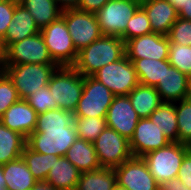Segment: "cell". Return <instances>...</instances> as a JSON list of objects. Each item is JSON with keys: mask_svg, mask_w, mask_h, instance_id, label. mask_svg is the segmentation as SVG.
<instances>
[{"mask_svg": "<svg viewBox=\"0 0 191 190\" xmlns=\"http://www.w3.org/2000/svg\"><path fill=\"white\" fill-rule=\"evenodd\" d=\"M117 185L113 168H104L80 174L75 190H113Z\"/></svg>", "mask_w": 191, "mask_h": 190, "instance_id": "cell-27", "label": "cell"}, {"mask_svg": "<svg viewBox=\"0 0 191 190\" xmlns=\"http://www.w3.org/2000/svg\"><path fill=\"white\" fill-rule=\"evenodd\" d=\"M39 32L40 29L29 11L17 3L5 37L0 41V51L2 52L11 43L23 40Z\"/></svg>", "mask_w": 191, "mask_h": 190, "instance_id": "cell-20", "label": "cell"}, {"mask_svg": "<svg viewBox=\"0 0 191 190\" xmlns=\"http://www.w3.org/2000/svg\"><path fill=\"white\" fill-rule=\"evenodd\" d=\"M189 77L171 66L165 60V73L155 87L162 102L175 103L186 99L188 95Z\"/></svg>", "mask_w": 191, "mask_h": 190, "instance_id": "cell-18", "label": "cell"}, {"mask_svg": "<svg viewBox=\"0 0 191 190\" xmlns=\"http://www.w3.org/2000/svg\"><path fill=\"white\" fill-rule=\"evenodd\" d=\"M128 97L140 118H148L162 104L155 87L140 83L128 94Z\"/></svg>", "mask_w": 191, "mask_h": 190, "instance_id": "cell-24", "label": "cell"}, {"mask_svg": "<svg viewBox=\"0 0 191 190\" xmlns=\"http://www.w3.org/2000/svg\"><path fill=\"white\" fill-rule=\"evenodd\" d=\"M114 94L93 76L83 77V92L74 117H106Z\"/></svg>", "mask_w": 191, "mask_h": 190, "instance_id": "cell-9", "label": "cell"}, {"mask_svg": "<svg viewBox=\"0 0 191 190\" xmlns=\"http://www.w3.org/2000/svg\"><path fill=\"white\" fill-rule=\"evenodd\" d=\"M58 7L62 10L78 9L81 0H56Z\"/></svg>", "mask_w": 191, "mask_h": 190, "instance_id": "cell-42", "label": "cell"}, {"mask_svg": "<svg viewBox=\"0 0 191 190\" xmlns=\"http://www.w3.org/2000/svg\"><path fill=\"white\" fill-rule=\"evenodd\" d=\"M6 180L4 178V172H3V168L0 165V189L1 188H6V184H5Z\"/></svg>", "mask_w": 191, "mask_h": 190, "instance_id": "cell-46", "label": "cell"}, {"mask_svg": "<svg viewBox=\"0 0 191 190\" xmlns=\"http://www.w3.org/2000/svg\"><path fill=\"white\" fill-rule=\"evenodd\" d=\"M48 87L58 107L74 113L83 92V76L72 66H59Z\"/></svg>", "mask_w": 191, "mask_h": 190, "instance_id": "cell-4", "label": "cell"}, {"mask_svg": "<svg viewBox=\"0 0 191 190\" xmlns=\"http://www.w3.org/2000/svg\"><path fill=\"white\" fill-rule=\"evenodd\" d=\"M187 99L191 101V77H189L188 95Z\"/></svg>", "mask_w": 191, "mask_h": 190, "instance_id": "cell-47", "label": "cell"}, {"mask_svg": "<svg viewBox=\"0 0 191 190\" xmlns=\"http://www.w3.org/2000/svg\"><path fill=\"white\" fill-rule=\"evenodd\" d=\"M61 16L65 20L77 52L103 35L95 13L70 9L62 11Z\"/></svg>", "mask_w": 191, "mask_h": 190, "instance_id": "cell-12", "label": "cell"}, {"mask_svg": "<svg viewBox=\"0 0 191 190\" xmlns=\"http://www.w3.org/2000/svg\"><path fill=\"white\" fill-rule=\"evenodd\" d=\"M16 2L0 0V41L5 37L7 28L12 21Z\"/></svg>", "mask_w": 191, "mask_h": 190, "instance_id": "cell-38", "label": "cell"}, {"mask_svg": "<svg viewBox=\"0 0 191 190\" xmlns=\"http://www.w3.org/2000/svg\"><path fill=\"white\" fill-rule=\"evenodd\" d=\"M155 125L162 129L170 142H178V125L175 103L162 102L148 117Z\"/></svg>", "mask_w": 191, "mask_h": 190, "instance_id": "cell-28", "label": "cell"}, {"mask_svg": "<svg viewBox=\"0 0 191 190\" xmlns=\"http://www.w3.org/2000/svg\"><path fill=\"white\" fill-rule=\"evenodd\" d=\"M52 60L59 66H72L78 52L74 47L65 20L60 16L40 30Z\"/></svg>", "mask_w": 191, "mask_h": 190, "instance_id": "cell-7", "label": "cell"}, {"mask_svg": "<svg viewBox=\"0 0 191 190\" xmlns=\"http://www.w3.org/2000/svg\"><path fill=\"white\" fill-rule=\"evenodd\" d=\"M133 62L140 84L156 87L165 73V60L129 59Z\"/></svg>", "mask_w": 191, "mask_h": 190, "instance_id": "cell-29", "label": "cell"}, {"mask_svg": "<svg viewBox=\"0 0 191 190\" xmlns=\"http://www.w3.org/2000/svg\"><path fill=\"white\" fill-rule=\"evenodd\" d=\"M81 172L65 156L54 159L46 181L57 190H75Z\"/></svg>", "mask_w": 191, "mask_h": 190, "instance_id": "cell-21", "label": "cell"}, {"mask_svg": "<svg viewBox=\"0 0 191 190\" xmlns=\"http://www.w3.org/2000/svg\"><path fill=\"white\" fill-rule=\"evenodd\" d=\"M170 143L162 129L149 118H140L135 132L129 140L133 157H143L147 153L162 148Z\"/></svg>", "mask_w": 191, "mask_h": 190, "instance_id": "cell-15", "label": "cell"}, {"mask_svg": "<svg viewBox=\"0 0 191 190\" xmlns=\"http://www.w3.org/2000/svg\"><path fill=\"white\" fill-rule=\"evenodd\" d=\"M73 124L77 137L91 143L107 127L105 117H74Z\"/></svg>", "mask_w": 191, "mask_h": 190, "instance_id": "cell-31", "label": "cell"}, {"mask_svg": "<svg viewBox=\"0 0 191 190\" xmlns=\"http://www.w3.org/2000/svg\"><path fill=\"white\" fill-rule=\"evenodd\" d=\"M1 166L8 190L32 189L37 182V179L32 175L22 157Z\"/></svg>", "mask_w": 191, "mask_h": 190, "instance_id": "cell-23", "label": "cell"}, {"mask_svg": "<svg viewBox=\"0 0 191 190\" xmlns=\"http://www.w3.org/2000/svg\"><path fill=\"white\" fill-rule=\"evenodd\" d=\"M25 164L37 181L46 180V177L58 156L34 152L27 145L21 155Z\"/></svg>", "mask_w": 191, "mask_h": 190, "instance_id": "cell-30", "label": "cell"}, {"mask_svg": "<svg viewBox=\"0 0 191 190\" xmlns=\"http://www.w3.org/2000/svg\"><path fill=\"white\" fill-rule=\"evenodd\" d=\"M177 177L189 189H191V152L188 151L182 161Z\"/></svg>", "mask_w": 191, "mask_h": 190, "instance_id": "cell-39", "label": "cell"}, {"mask_svg": "<svg viewBox=\"0 0 191 190\" xmlns=\"http://www.w3.org/2000/svg\"><path fill=\"white\" fill-rule=\"evenodd\" d=\"M178 142L189 144L191 142V101L186 99L175 102Z\"/></svg>", "mask_w": 191, "mask_h": 190, "instance_id": "cell-32", "label": "cell"}, {"mask_svg": "<svg viewBox=\"0 0 191 190\" xmlns=\"http://www.w3.org/2000/svg\"><path fill=\"white\" fill-rule=\"evenodd\" d=\"M101 167L116 168L133 157L129 140L106 127L93 142Z\"/></svg>", "mask_w": 191, "mask_h": 190, "instance_id": "cell-10", "label": "cell"}, {"mask_svg": "<svg viewBox=\"0 0 191 190\" xmlns=\"http://www.w3.org/2000/svg\"><path fill=\"white\" fill-rule=\"evenodd\" d=\"M179 18L191 21V0H186L181 10L178 12Z\"/></svg>", "mask_w": 191, "mask_h": 190, "instance_id": "cell-43", "label": "cell"}, {"mask_svg": "<svg viewBox=\"0 0 191 190\" xmlns=\"http://www.w3.org/2000/svg\"><path fill=\"white\" fill-rule=\"evenodd\" d=\"M37 115L25 99H20L4 112L0 122L27 139L35 130Z\"/></svg>", "mask_w": 191, "mask_h": 190, "instance_id": "cell-17", "label": "cell"}, {"mask_svg": "<svg viewBox=\"0 0 191 190\" xmlns=\"http://www.w3.org/2000/svg\"><path fill=\"white\" fill-rule=\"evenodd\" d=\"M65 157L81 172H89L100 169L94 144L77 138L67 150Z\"/></svg>", "mask_w": 191, "mask_h": 190, "instance_id": "cell-22", "label": "cell"}, {"mask_svg": "<svg viewBox=\"0 0 191 190\" xmlns=\"http://www.w3.org/2000/svg\"><path fill=\"white\" fill-rule=\"evenodd\" d=\"M4 65L56 64L48 52L41 33L9 44L1 52Z\"/></svg>", "mask_w": 191, "mask_h": 190, "instance_id": "cell-6", "label": "cell"}, {"mask_svg": "<svg viewBox=\"0 0 191 190\" xmlns=\"http://www.w3.org/2000/svg\"><path fill=\"white\" fill-rule=\"evenodd\" d=\"M187 146H188V150L191 152V142L187 144Z\"/></svg>", "mask_w": 191, "mask_h": 190, "instance_id": "cell-52", "label": "cell"}, {"mask_svg": "<svg viewBox=\"0 0 191 190\" xmlns=\"http://www.w3.org/2000/svg\"><path fill=\"white\" fill-rule=\"evenodd\" d=\"M140 6L145 10L154 33L167 36L179 18L178 11L167 0H145Z\"/></svg>", "mask_w": 191, "mask_h": 190, "instance_id": "cell-19", "label": "cell"}, {"mask_svg": "<svg viewBox=\"0 0 191 190\" xmlns=\"http://www.w3.org/2000/svg\"><path fill=\"white\" fill-rule=\"evenodd\" d=\"M9 1H13L19 4L22 0H9Z\"/></svg>", "mask_w": 191, "mask_h": 190, "instance_id": "cell-51", "label": "cell"}, {"mask_svg": "<svg viewBox=\"0 0 191 190\" xmlns=\"http://www.w3.org/2000/svg\"><path fill=\"white\" fill-rule=\"evenodd\" d=\"M93 77L104 84L114 96H126L139 84L134 64L126 55L100 68Z\"/></svg>", "mask_w": 191, "mask_h": 190, "instance_id": "cell-8", "label": "cell"}, {"mask_svg": "<svg viewBox=\"0 0 191 190\" xmlns=\"http://www.w3.org/2000/svg\"><path fill=\"white\" fill-rule=\"evenodd\" d=\"M188 146L179 142L151 151L142 158L155 180L162 185L165 181L177 177Z\"/></svg>", "mask_w": 191, "mask_h": 190, "instance_id": "cell-5", "label": "cell"}, {"mask_svg": "<svg viewBox=\"0 0 191 190\" xmlns=\"http://www.w3.org/2000/svg\"><path fill=\"white\" fill-rule=\"evenodd\" d=\"M149 33H152L150 21L145 10L140 6L128 21L126 31L122 34V39L126 42Z\"/></svg>", "mask_w": 191, "mask_h": 190, "instance_id": "cell-34", "label": "cell"}, {"mask_svg": "<svg viewBox=\"0 0 191 190\" xmlns=\"http://www.w3.org/2000/svg\"><path fill=\"white\" fill-rule=\"evenodd\" d=\"M170 43L191 44V21L178 18L167 34Z\"/></svg>", "mask_w": 191, "mask_h": 190, "instance_id": "cell-37", "label": "cell"}, {"mask_svg": "<svg viewBox=\"0 0 191 190\" xmlns=\"http://www.w3.org/2000/svg\"><path fill=\"white\" fill-rule=\"evenodd\" d=\"M167 1L170 2L179 12L181 8L183 7L186 0H167Z\"/></svg>", "mask_w": 191, "mask_h": 190, "instance_id": "cell-45", "label": "cell"}, {"mask_svg": "<svg viewBox=\"0 0 191 190\" xmlns=\"http://www.w3.org/2000/svg\"><path fill=\"white\" fill-rule=\"evenodd\" d=\"M32 190H57V189L54 188L48 181L39 180L34 184Z\"/></svg>", "mask_w": 191, "mask_h": 190, "instance_id": "cell-44", "label": "cell"}, {"mask_svg": "<svg viewBox=\"0 0 191 190\" xmlns=\"http://www.w3.org/2000/svg\"><path fill=\"white\" fill-rule=\"evenodd\" d=\"M116 182L127 190H160V184L150 173L142 157H132L114 168Z\"/></svg>", "mask_w": 191, "mask_h": 190, "instance_id": "cell-13", "label": "cell"}, {"mask_svg": "<svg viewBox=\"0 0 191 190\" xmlns=\"http://www.w3.org/2000/svg\"><path fill=\"white\" fill-rule=\"evenodd\" d=\"M133 1H136L139 4H142L145 0H133Z\"/></svg>", "mask_w": 191, "mask_h": 190, "instance_id": "cell-50", "label": "cell"}, {"mask_svg": "<svg viewBox=\"0 0 191 190\" xmlns=\"http://www.w3.org/2000/svg\"><path fill=\"white\" fill-rule=\"evenodd\" d=\"M169 63L181 73L191 77V46L170 43Z\"/></svg>", "mask_w": 191, "mask_h": 190, "instance_id": "cell-33", "label": "cell"}, {"mask_svg": "<svg viewBox=\"0 0 191 190\" xmlns=\"http://www.w3.org/2000/svg\"><path fill=\"white\" fill-rule=\"evenodd\" d=\"M169 47L168 37L154 32L125 42V51L128 59L168 60Z\"/></svg>", "mask_w": 191, "mask_h": 190, "instance_id": "cell-14", "label": "cell"}, {"mask_svg": "<svg viewBox=\"0 0 191 190\" xmlns=\"http://www.w3.org/2000/svg\"><path fill=\"white\" fill-rule=\"evenodd\" d=\"M58 64L4 65V73L12 81L21 99L48 85Z\"/></svg>", "mask_w": 191, "mask_h": 190, "instance_id": "cell-3", "label": "cell"}, {"mask_svg": "<svg viewBox=\"0 0 191 190\" xmlns=\"http://www.w3.org/2000/svg\"><path fill=\"white\" fill-rule=\"evenodd\" d=\"M4 74V64L2 60L0 61V77Z\"/></svg>", "mask_w": 191, "mask_h": 190, "instance_id": "cell-48", "label": "cell"}, {"mask_svg": "<svg viewBox=\"0 0 191 190\" xmlns=\"http://www.w3.org/2000/svg\"><path fill=\"white\" fill-rule=\"evenodd\" d=\"M161 186L162 190H191L186 187L178 177L172 178L169 181H165Z\"/></svg>", "mask_w": 191, "mask_h": 190, "instance_id": "cell-41", "label": "cell"}, {"mask_svg": "<svg viewBox=\"0 0 191 190\" xmlns=\"http://www.w3.org/2000/svg\"><path fill=\"white\" fill-rule=\"evenodd\" d=\"M125 55V42L121 37L102 35L78 52L72 67L83 77L93 76L100 68Z\"/></svg>", "mask_w": 191, "mask_h": 190, "instance_id": "cell-2", "label": "cell"}, {"mask_svg": "<svg viewBox=\"0 0 191 190\" xmlns=\"http://www.w3.org/2000/svg\"><path fill=\"white\" fill-rule=\"evenodd\" d=\"M113 190H127V189L119 187L118 185H116Z\"/></svg>", "mask_w": 191, "mask_h": 190, "instance_id": "cell-49", "label": "cell"}, {"mask_svg": "<svg viewBox=\"0 0 191 190\" xmlns=\"http://www.w3.org/2000/svg\"><path fill=\"white\" fill-rule=\"evenodd\" d=\"M109 0H81L79 10L89 13H97Z\"/></svg>", "mask_w": 191, "mask_h": 190, "instance_id": "cell-40", "label": "cell"}, {"mask_svg": "<svg viewBox=\"0 0 191 190\" xmlns=\"http://www.w3.org/2000/svg\"><path fill=\"white\" fill-rule=\"evenodd\" d=\"M140 4L133 0H109L97 13L103 35L121 37Z\"/></svg>", "mask_w": 191, "mask_h": 190, "instance_id": "cell-11", "label": "cell"}, {"mask_svg": "<svg viewBox=\"0 0 191 190\" xmlns=\"http://www.w3.org/2000/svg\"><path fill=\"white\" fill-rule=\"evenodd\" d=\"M25 100L37 114L59 108L56 100L52 97V93L50 92L48 85L41 87L40 90H36Z\"/></svg>", "mask_w": 191, "mask_h": 190, "instance_id": "cell-35", "label": "cell"}, {"mask_svg": "<svg viewBox=\"0 0 191 190\" xmlns=\"http://www.w3.org/2000/svg\"><path fill=\"white\" fill-rule=\"evenodd\" d=\"M105 119L107 127L114 129L121 136L130 140L140 117L133 109L128 95H126L114 96Z\"/></svg>", "mask_w": 191, "mask_h": 190, "instance_id": "cell-16", "label": "cell"}, {"mask_svg": "<svg viewBox=\"0 0 191 190\" xmlns=\"http://www.w3.org/2000/svg\"><path fill=\"white\" fill-rule=\"evenodd\" d=\"M21 98L13 85L12 81L4 73L0 77V118L4 115V112L14 103Z\"/></svg>", "mask_w": 191, "mask_h": 190, "instance_id": "cell-36", "label": "cell"}, {"mask_svg": "<svg viewBox=\"0 0 191 190\" xmlns=\"http://www.w3.org/2000/svg\"><path fill=\"white\" fill-rule=\"evenodd\" d=\"M19 4L29 11L40 30L62 14L56 0H22Z\"/></svg>", "mask_w": 191, "mask_h": 190, "instance_id": "cell-26", "label": "cell"}, {"mask_svg": "<svg viewBox=\"0 0 191 190\" xmlns=\"http://www.w3.org/2000/svg\"><path fill=\"white\" fill-rule=\"evenodd\" d=\"M73 121V113L60 108L38 114L35 130L26 145L41 154L65 156L78 138Z\"/></svg>", "mask_w": 191, "mask_h": 190, "instance_id": "cell-1", "label": "cell"}, {"mask_svg": "<svg viewBox=\"0 0 191 190\" xmlns=\"http://www.w3.org/2000/svg\"><path fill=\"white\" fill-rule=\"evenodd\" d=\"M26 140L23 135L0 122V165L20 158L26 146Z\"/></svg>", "mask_w": 191, "mask_h": 190, "instance_id": "cell-25", "label": "cell"}]
</instances>
